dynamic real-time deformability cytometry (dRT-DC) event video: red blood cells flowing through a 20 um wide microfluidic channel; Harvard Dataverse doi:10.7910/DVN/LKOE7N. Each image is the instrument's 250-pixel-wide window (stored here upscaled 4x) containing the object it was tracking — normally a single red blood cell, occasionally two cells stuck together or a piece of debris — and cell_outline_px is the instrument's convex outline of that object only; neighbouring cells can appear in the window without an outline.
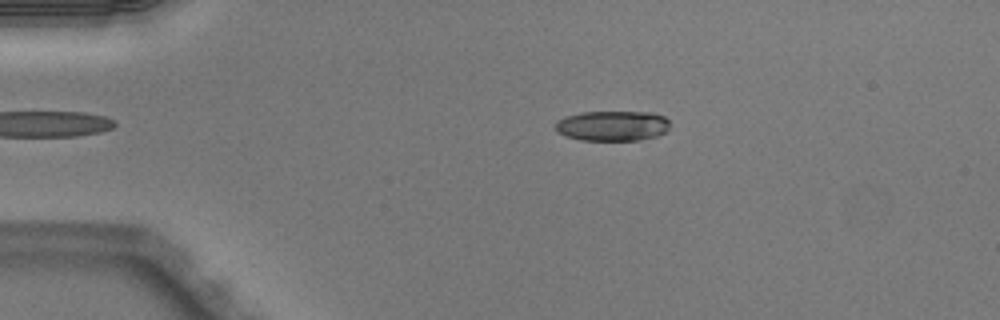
{"species": "Egyptian fruit bat (a non-hibernating species)", "species_latin": "Rousettus aegyptiacus", "temperature_condition": "warm", "stored_images_in_passage": 36, "camera_frame_rate_fps": 3000, "um_per_image_px": 0.085, "animal": {"sex": "male"}, "frame": {"image": 1, "passage_image": 3, "time_ms": 0.667, "image_size_px": [1000, 320], "cell_outline_px": [[668, 132], [656, 136], [636, 140], [580, 140], [564, 136], [556, 132], [556, 120], [580, 112], [652, 112], [664, 116], [668, 120]], "centroid_in_image_um": [52.05, 10.69], "position_along_channel_um": 33.0, "area_um2": 20.23}}
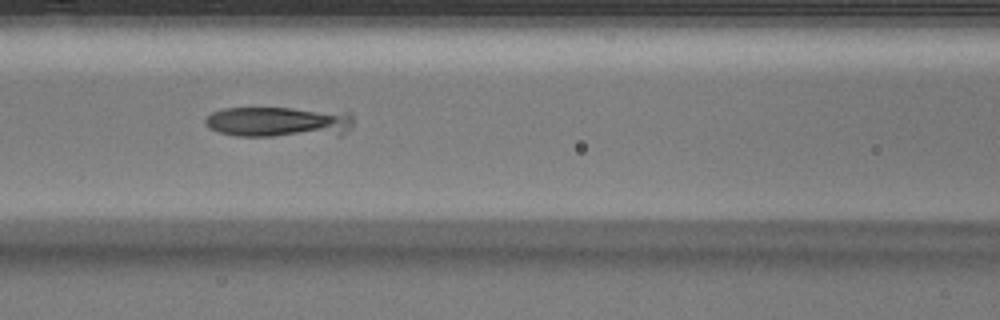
{"frame": {"image": 2, "passage_image": 15, "time_ms": 4.667, "image_size_px": [1000, 320], "cell_outline_px": [[352, 124], [340, 136], [236, 136], [220, 132], [208, 128], [204, 124], [204, 120], [212, 112], [224, 108], [292, 108], [352, 112]], "centroid_in_image_um": [23.71, 10.37], "position_along_channel_um": 142.9, "area_um2": 26.88}}
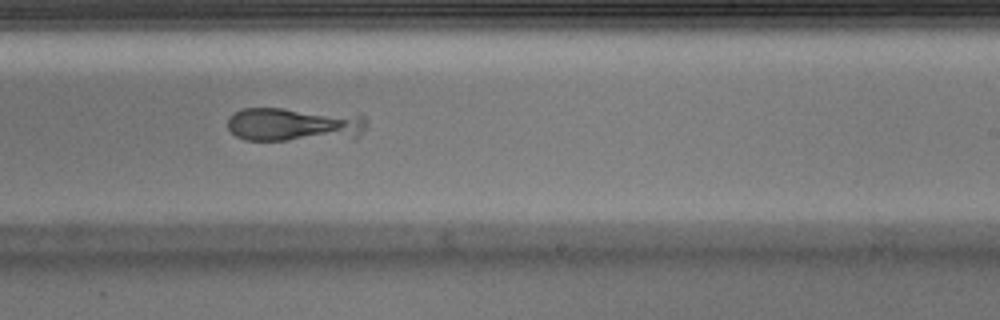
{"frame": {"image": 3, "passage_image": 24, "time_ms": 7.667, "image_size_px": [1000, 320], "cell_outline_px": [[368, 124], [356, 136], [284, 140], [244, 140], [236, 136], [228, 128], [228, 116], [240, 108], [284, 108], [364, 116]], "centroid_in_image_um": [24.87, 10.56], "position_along_channel_um": 264.1, "area_um2": 26.88}}